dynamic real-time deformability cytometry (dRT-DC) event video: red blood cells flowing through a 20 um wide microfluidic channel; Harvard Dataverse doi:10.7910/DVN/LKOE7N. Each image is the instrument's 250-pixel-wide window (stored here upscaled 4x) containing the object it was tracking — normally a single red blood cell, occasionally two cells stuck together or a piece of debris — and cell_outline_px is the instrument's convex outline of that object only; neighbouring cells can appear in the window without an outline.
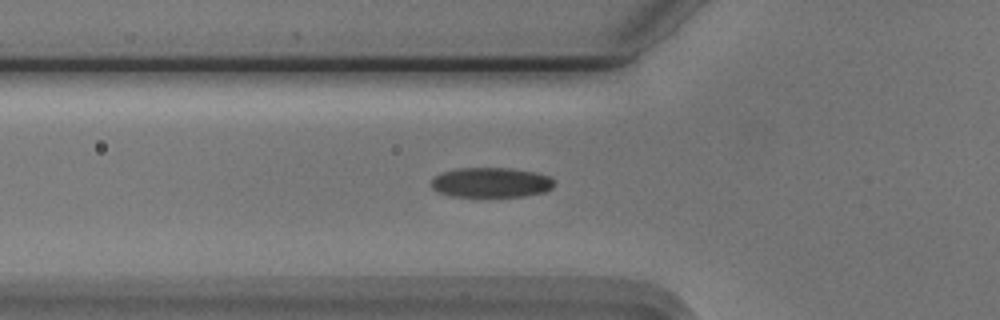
{"species": "Egyptian fruit bat (a non-hibernating species)", "species_latin": "Rousettus aegyptiacus", "temperature_condition": "cold", "stored_images_in_passage": 28, "camera_frame_rate_fps": 3000, "um_per_image_px": 0.085, "animal": {"sex": "male"}, "frame": {"image": 1, "passage_image": 10, "time_ms": 3.0, "image_size_px": [1000, 320], "cell_outline_px": [[552, 188], [544, 192], [524, 196], [452, 196], [436, 192], [432, 188], [432, 180], [436, 176], [444, 172], [456, 168], [512, 168], [536, 172], [548, 176], [552, 180]], "centroid_in_image_um": [41.72, 15.51], "position_along_channel_um": 84.1, "area_um2": 21.27}}
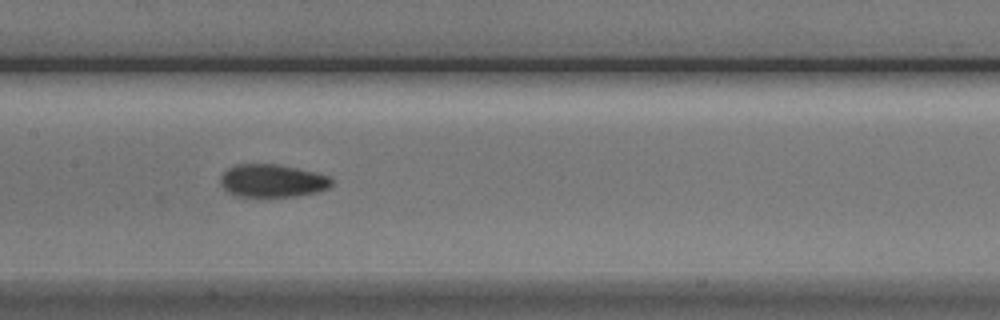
{"frame": {"image": 2, "passage_image": 18, "time_ms": 5.667, "image_size_px": [1000, 320], "cell_outline_px": [[332, 184], [328, 188], [320, 192], [296, 196], [232, 196], [220, 184], [220, 176], [228, 168], [236, 164], [276, 164], [296, 168], [328, 176], [332, 180]], "centroid_in_image_um": [23.12, 15.37], "position_along_channel_um": 184.3, "area_um2": 21.27}}
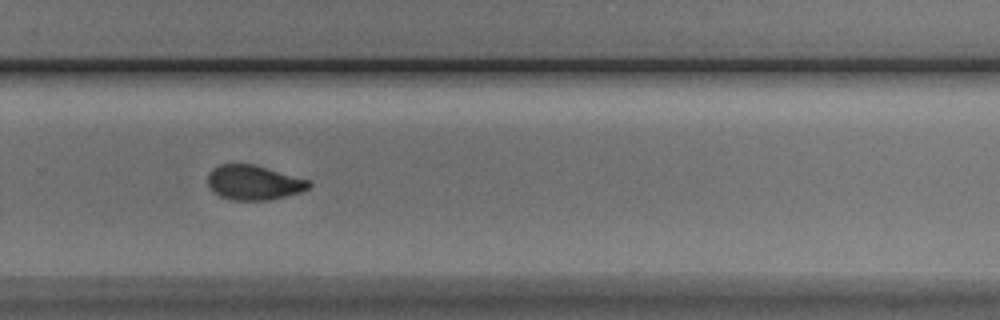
{"frame": {"image": 3, "passage_image": 28, "time_ms": 9.0, "image_size_px": [1000, 320], "cell_outline_px": [[312, 184], [308, 188], [300, 192], [268, 200], [232, 200], [220, 196], [212, 192], [208, 188], [208, 172], [212, 168], [220, 164], [256, 164], [308, 180]], "centroid_in_image_um": [21.52, 15.51], "position_along_channel_um": 308.3, "area_um2": 20.52}}